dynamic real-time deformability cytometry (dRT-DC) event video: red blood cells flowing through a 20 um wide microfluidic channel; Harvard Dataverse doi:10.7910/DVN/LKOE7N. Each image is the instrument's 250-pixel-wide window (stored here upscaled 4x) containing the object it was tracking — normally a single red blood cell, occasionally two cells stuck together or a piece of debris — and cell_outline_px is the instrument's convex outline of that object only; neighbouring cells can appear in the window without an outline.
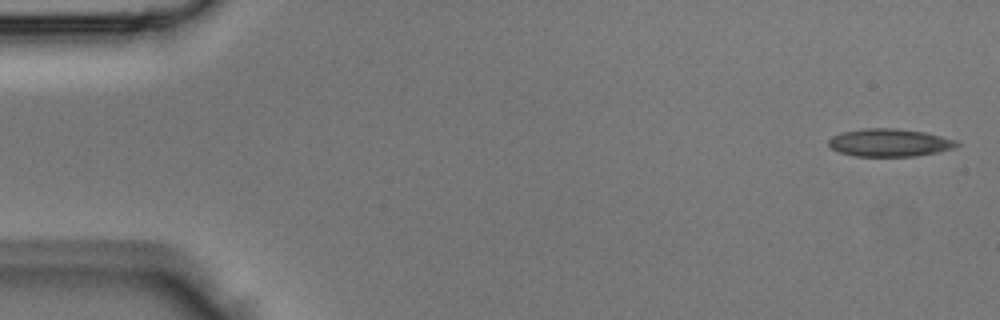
{"species": "Egyptian fruit bat (a non-hibernating species)", "species_latin": "Rousettus aegyptiacus", "temperature_condition": "room temperature", "stored_images_in_passage": 43, "camera_frame_rate_fps": 3000, "um_per_image_px": 0.085, "animal": {"sex": "male"}, "frame": {"image": 1, "passage_image": 1, "time_ms": 0.0, "image_size_px": [1000, 320], "cell_outline_px": [[960, 144], [956, 148], [916, 156], [856, 156], [840, 152], [832, 148], [828, 144], [828, 140], [832, 136], [840, 132], [864, 128], [896, 128], [924, 132], [956, 140]], "centroid_in_image_um": [75.6, 12.12], "position_along_channel_um": 9.4, "area_um2": 20.75}}
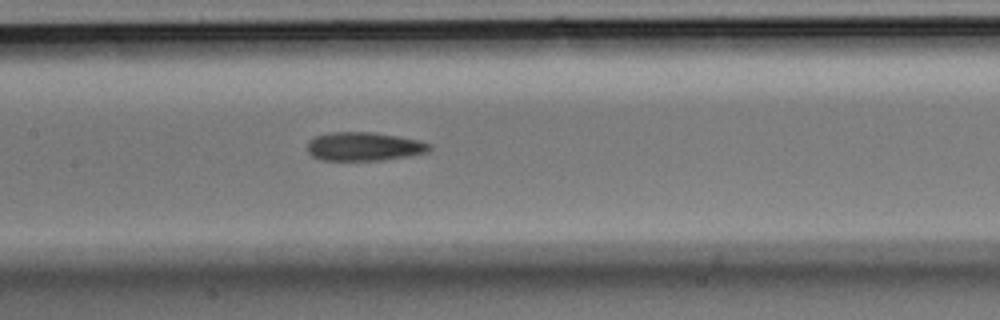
{"frame": {"image": 2, "passage_image": 20, "time_ms": 6.333, "image_size_px": [1000, 320], "cell_outline_px": [[432, 148], [428, 152], [408, 156], [380, 160], [320, 160], [312, 156], [308, 152], [308, 140], [316, 136], [328, 132], [376, 132], [420, 140], [432, 144]], "centroid_in_image_um": [30.96, 12.44], "position_along_channel_um": 176.4, "area_um2": 20.58}}
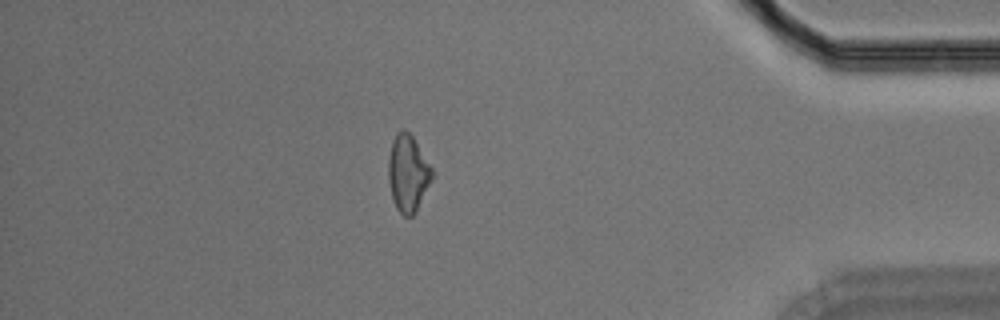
{"frame": {"image": 3, "passage_image": 37, "time_ms": 12.0, "image_size_px": [1000, 320], "cell_outline_px": [[432, 180], [416, 212], [412, 216], [404, 216], [396, 208], [392, 196], [388, 180], [388, 160], [392, 140], [396, 132], [400, 128], [404, 128], [412, 136], [432, 168]], "centroid_in_image_um": [34.66, 14.72], "position_along_channel_um": 400.5, "area_um2": 19.54}}